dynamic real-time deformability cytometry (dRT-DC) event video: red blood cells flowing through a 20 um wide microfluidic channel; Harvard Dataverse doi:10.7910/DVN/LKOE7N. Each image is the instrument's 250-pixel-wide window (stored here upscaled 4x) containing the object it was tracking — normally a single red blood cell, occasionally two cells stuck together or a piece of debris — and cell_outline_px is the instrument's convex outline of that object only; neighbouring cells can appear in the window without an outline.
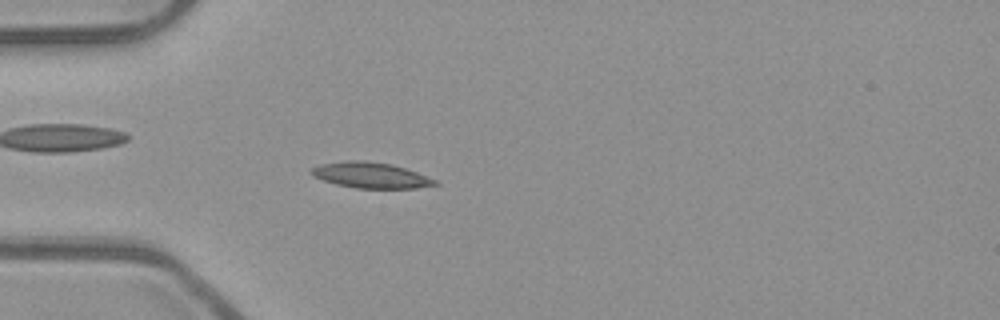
{"species": "common noctule bat (a hibernating species)", "species_latin": "Nyctalus noctula", "temperature_condition": "room temperature", "stored_images_in_passage": 42, "camera_frame_rate_fps": 3000, "um_per_image_px": 0.085, "animal": {"sex": "male", "body_mass_g": 23.1, "forearm_length_mm": 52.7}, "frame": {"image": 1, "passage_image": 5, "time_ms": 1.333, "image_size_px": [1000, 320], "cell_outline_px": [[440, 184], [416, 188], [356, 188], [336, 184], [312, 176], [308, 172], [312, 168], [320, 164], [344, 160], [364, 160], [392, 164], [440, 180]], "centroid_in_image_um": [31.52, 14.89], "position_along_channel_um": 53.5, "area_um2": 18.73}}
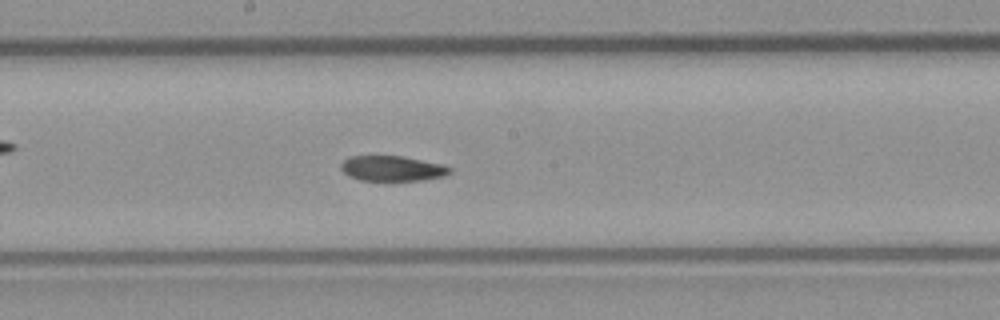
{"frame": {"image": 2, "passage_image": 18, "time_ms": 5.667, "image_size_px": [1000, 320], "cell_outline_px": [[452, 172], [444, 176], [424, 180], [388, 184], [360, 180], [348, 176], [340, 168], [340, 164], [348, 156], [400, 156], [444, 164], [452, 168]], "centroid_in_image_um": [33.34, 14.37], "position_along_channel_um": 214.9, "area_um2": 16.99}}
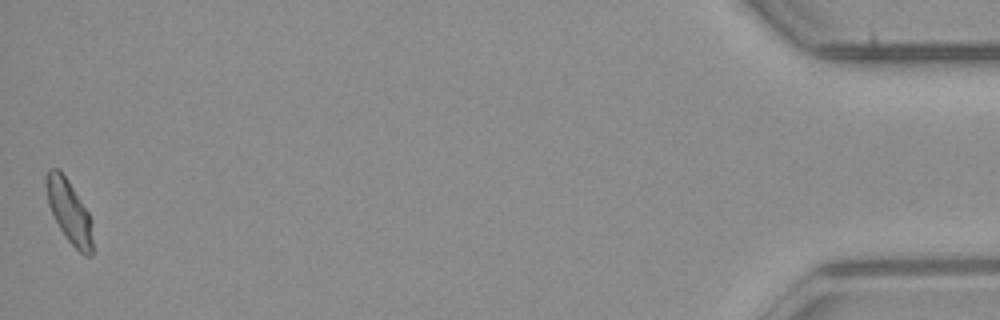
{"frame": {"image": 3, "passage_image": 42, "time_ms": 13.667, "image_size_px": [1000, 320], "cell_outline_px": [[92, 256], [84, 256], [68, 240], [60, 228], [48, 204], [44, 184], [44, 176], [48, 168], [56, 168], [68, 180], [88, 212], [92, 240]], "centroid_in_image_um": [5.83, 17.94], "position_along_channel_um": 429.4, "area_um2": 16.7}, "authors_computed_cell_mechanics": {"area_um2": 17.1377, "velocity_mm_per_s": 3.9158, "shape_relaxation_time_tau1_ms": 8.6327, "shape_relaxation_time_tau2_ms": 8.7342, "deformation_change_tau1": 0.1865, "deformation_change_tau2": 0.1173}}